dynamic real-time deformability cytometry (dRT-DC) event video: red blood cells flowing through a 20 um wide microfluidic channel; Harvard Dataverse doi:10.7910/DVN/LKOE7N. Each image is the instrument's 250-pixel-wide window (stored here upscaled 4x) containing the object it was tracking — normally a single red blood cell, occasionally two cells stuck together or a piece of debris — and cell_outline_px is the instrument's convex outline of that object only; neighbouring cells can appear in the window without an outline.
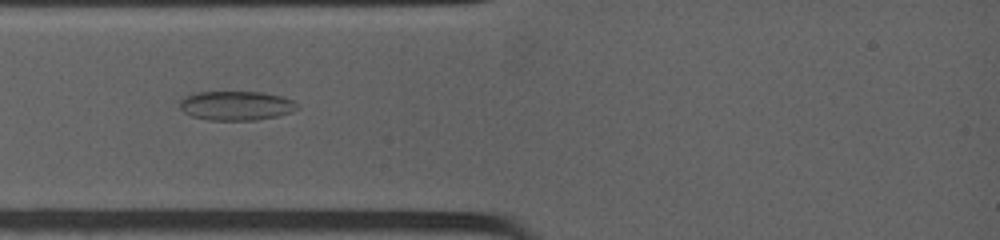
{"species": "common noctule bat (a hibernating species)", "species_latin": "Nyctalus noctula", "temperature_condition": "warm", "stored_images_in_passage": 3, "camera_frame_rate_fps": 4500, "um_per_image_px": 0.085, "animal": {"sex": "female", "body_mass_g": 19.0, "forearm_length_mm": 53.3}, "frame": {"image": 1, "passage_image": 1, "time_ms": 0.0, "image_size_px": [1000, 240], "cell_outline_px": [[300, 108], [292, 112], [276, 116], [256, 120], [208, 120], [192, 116], [184, 112], [180, 108], [180, 100], [196, 92], [260, 92], [280, 96], [292, 100]], "centroid_in_image_um": [20.08, 8.99], "position_along_channel_um": 64.9, "area_um2": 19.88}}